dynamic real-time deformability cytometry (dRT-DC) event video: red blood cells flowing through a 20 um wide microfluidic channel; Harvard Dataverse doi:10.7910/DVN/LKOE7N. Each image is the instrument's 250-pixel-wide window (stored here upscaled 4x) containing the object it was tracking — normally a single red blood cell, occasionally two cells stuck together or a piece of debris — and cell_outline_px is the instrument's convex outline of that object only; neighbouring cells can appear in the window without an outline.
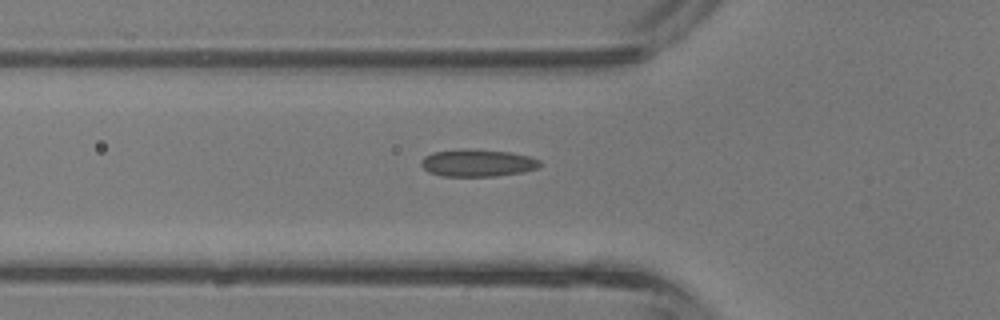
{"species": "common noctule bat (a hibernating species)", "species_latin": "Nyctalus noctula", "temperature_condition": "room temperature", "stored_images_in_passage": 31, "camera_frame_rate_fps": 3000, "um_per_image_px": 0.085, "animal": {"sex": "male", "body_mass_g": 13.3}, "frame": {"image": 1, "passage_image": 6, "time_ms": 1.667, "image_size_px": [1000, 320], "cell_outline_px": [[540, 164], [536, 168], [524, 172], [496, 176], [444, 176], [428, 172], [420, 164], [420, 160], [424, 156], [432, 152], [460, 148], [464, 148], [512, 152], [528, 156], [540, 160]], "centroid_in_image_um": [40.55, 13.84], "position_along_channel_um": 85.3, "area_um2": 19.07}}
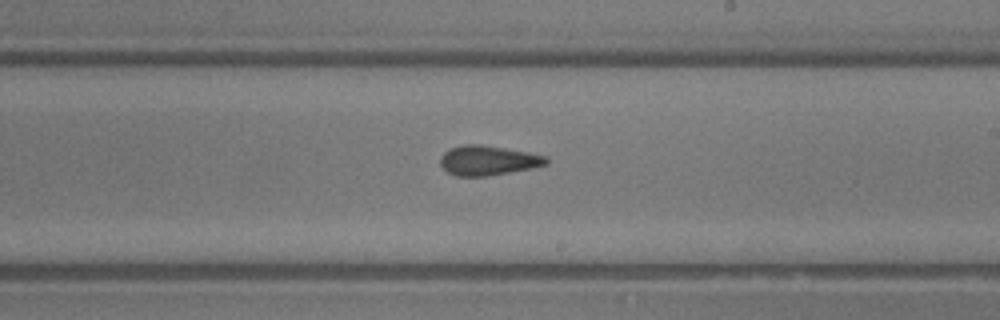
{"frame": {"image": 2, "passage_image": 16, "time_ms": 5.0, "image_size_px": [1000, 320], "cell_outline_px": [[548, 164], [532, 168], [488, 176], [456, 176], [448, 172], [440, 164], [440, 156], [448, 148], [464, 144], [480, 144], [528, 152], [548, 156]], "centroid_in_image_um": [41.48, 13.63], "position_along_channel_um": 247.5, "area_um2": 18.44}}
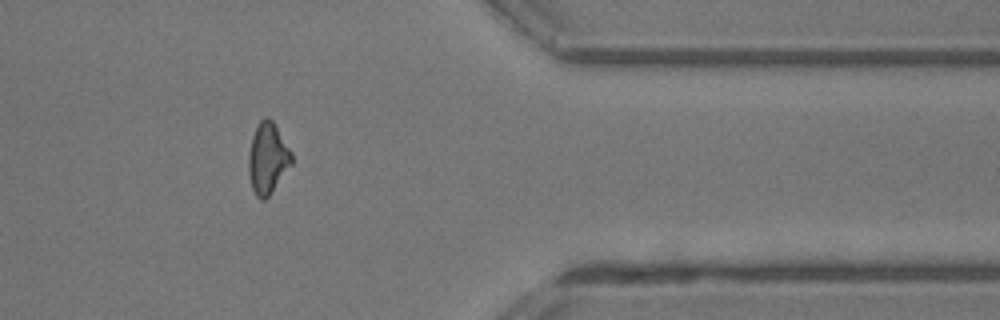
{"frame": {"image": 3, "passage_image": 26, "time_ms": 8.333, "image_size_px": [1000, 320], "cell_outline_px": [[292, 164], [268, 196], [264, 200], [260, 200], [256, 196], [252, 188], [248, 172], [248, 156], [252, 136], [260, 120], [264, 116], [268, 116], [272, 120], [292, 152]], "centroid_in_image_um": [22.74, 13.44], "position_along_channel_um": 388.7, "area_um2": 17.74}, "authors_computed_cell_mechanics": {"area_um2": 18.207, "velocity_mm_per_s": 4.8455, "shape_relaxation_time_tau1_ms": null, "shape_relaxation_time_tau2_ms": 1.4472, "deformation_change_tau1": null, "deformation_change_tau2": 0.0969}}